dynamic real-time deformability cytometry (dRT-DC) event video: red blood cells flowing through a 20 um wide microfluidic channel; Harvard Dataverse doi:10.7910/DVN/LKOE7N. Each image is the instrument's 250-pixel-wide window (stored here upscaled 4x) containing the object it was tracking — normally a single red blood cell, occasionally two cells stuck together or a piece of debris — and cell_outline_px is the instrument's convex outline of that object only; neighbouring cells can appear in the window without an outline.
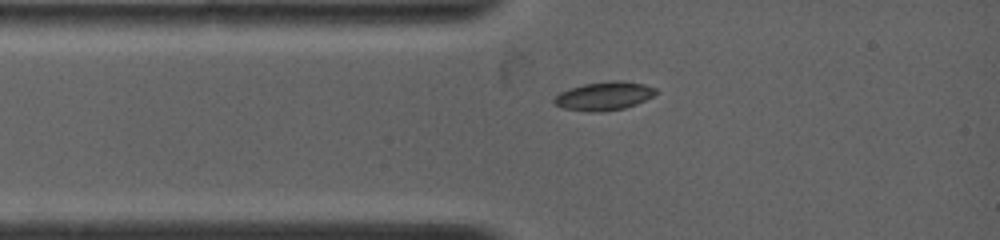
{"species": "common noctule bat (a hibernating species)", "species_latin": "Nyctalus noctula", "temperature_condition": "warm", "stored_images_in_passage": 7, "camera_frame_rate_fps": 4500, "um_per_image_px": 0.085, "animal": {"sex": "female", "body_mass_g": 19.0, "forearm_length_mm": 53.3}, "frame": {"image": 1, "passage_image": 1, "time_ms": 0.0, "image_size_px": [1000, 240], "cell_outline_px": [[656, 92], [652, 96], [636, 104], [624, 108], [596, 112], [588, 112], [564, 108], [556, 104], [552, 100], [560, 92], [584, 84], [608, 80], [620, 80], [644, 84], [656, 88]], "centroid_in_image_um": [51.34, 8.15], "position_along_channel_um": 33.7, "area_um2": 16.7}}
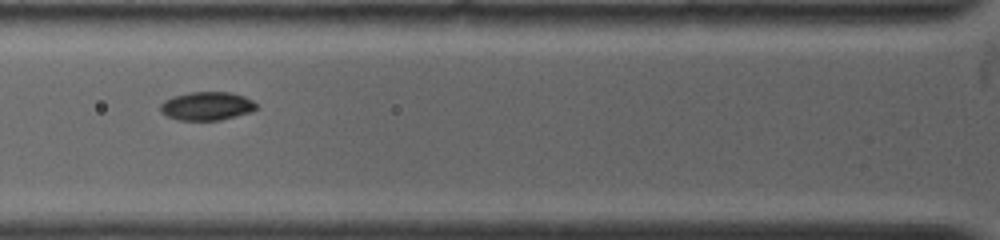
{"frame": {"image": 2, "passage_image": 3, "time_ms": 2.0, "image_size_px": [1000, 240], "cell_outline_px": [[256, 108], [248, 112], [220, 120], [180, 120], [168, 116], [160, 112], [160, 104], [164, 100], [172, 96], [188, 92], [232, 92], [244, 96], [252, 100], [256, 104]], "centroid_in_image_um": [17.53, 9.0], "position_along_channel_um": 108.3, "area_um2": 15.84}}
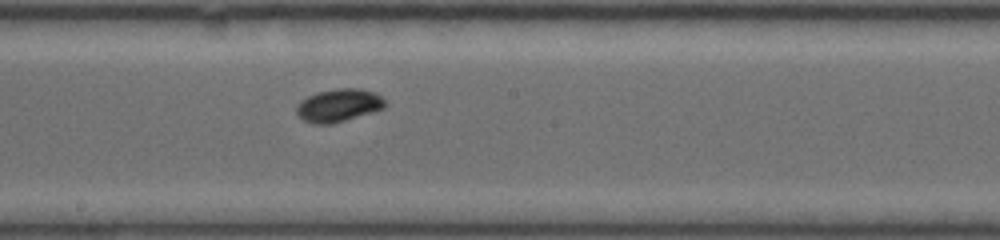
{"frame": {"image": 3, "passage_image": 7, "time_ms": 4.889, "image_size_px": [1000, 240], "cell_outline_px": [[388, 104], [384, 108], [344, 120], [328, 124], [316, 124], [304, 120], [296, 112], [296, 104], [300, 100], [316, 92], [336, 88], [360, 88], [376, 92]], "centroid_in_image_um": [28.78, 8.92], "position_along_channel_um": 219.4, "area_um2": 16.94}}